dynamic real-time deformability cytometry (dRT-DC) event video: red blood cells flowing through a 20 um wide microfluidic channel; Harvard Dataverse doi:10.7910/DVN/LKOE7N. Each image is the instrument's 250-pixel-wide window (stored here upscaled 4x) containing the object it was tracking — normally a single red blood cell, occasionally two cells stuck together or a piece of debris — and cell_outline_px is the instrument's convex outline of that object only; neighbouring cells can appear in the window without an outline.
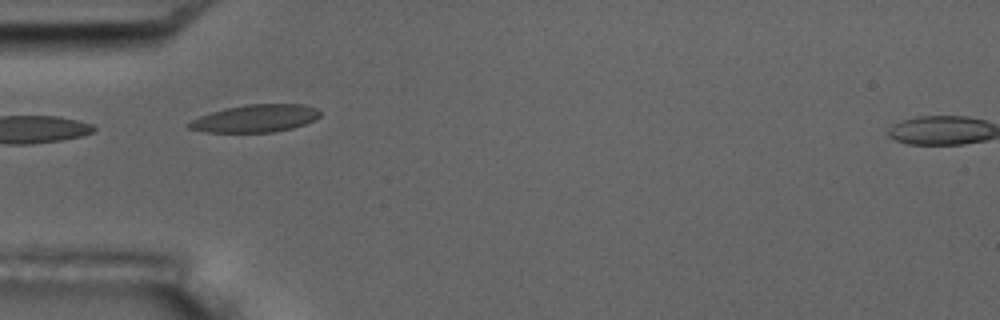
{"species": "common noctule bat (a hibernating species)", "species_latin": "Nyctalus noctula", "temperature_condition": "room temperature", "stored_images_in_passage": 3, "camera_frame_rate_fps": 3000, "um_per_image_px": 0.085, "animal": {"sex": "male", "body_mass_g": 17.5, "forearm_length_mm": 52.3}, "frame": {"image": 1, "passage_image": 2, "time_ms": 1.333, "image_size_px": [1000, 320], "cell_outline_px": [[320, 116], [316, 120], [292, 128], [272, 132], [204, 132], [188, 128], [184, 124], [200, 116], [224, 108], [244, 104], [304, 104], [316, 108], [320, 112]], "centroid_in_image_um": [21.7, 10.06], "position_along_channel_um": 63.3, "area_um2": 21.15}}